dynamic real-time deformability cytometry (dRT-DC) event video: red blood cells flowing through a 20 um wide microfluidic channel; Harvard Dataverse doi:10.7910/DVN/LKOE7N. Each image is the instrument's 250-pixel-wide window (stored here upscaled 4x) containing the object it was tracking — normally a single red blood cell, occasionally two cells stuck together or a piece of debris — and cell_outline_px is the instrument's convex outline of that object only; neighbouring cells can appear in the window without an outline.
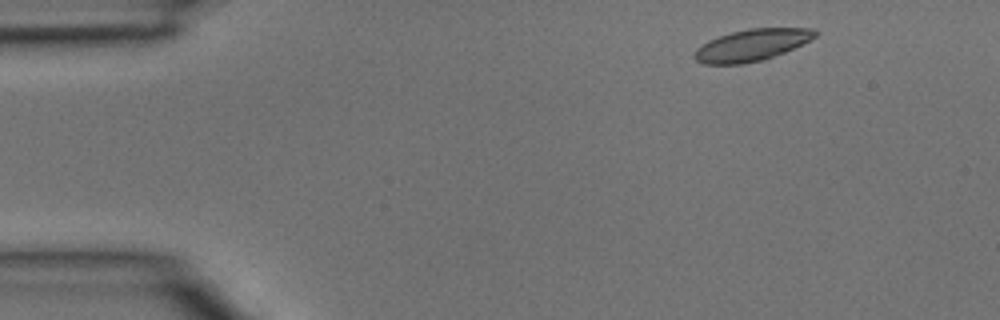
{"species": "common noctule bat (a hibernating species)", "species_latin": "Nyctalus noctula", "temperature_condition": "room temperature", "stored_images_in_passage": 2, "camera_frame_rate_fps": 3000, "um_per_image_px": 0.085, "animal": {"sex": "male", "body_mass_g": 15.6}, "frame": {"image": 1, "passage_image": 1, "time_ms": 0.0, "image_size_px": [1000, 320], "cell_outline_px": [[820, 32], [816, 36], [784, 52], [764, 60], [744, 64], [704, 64], [696, 60], [692, 56], [696, 48], [708, 40], [732, 32], [748, 28], [812, 28]], "centroid_in_image_um": [63.86, 3.83], "position_along_channel_um": 21.1, "area_um2": 22.25}}